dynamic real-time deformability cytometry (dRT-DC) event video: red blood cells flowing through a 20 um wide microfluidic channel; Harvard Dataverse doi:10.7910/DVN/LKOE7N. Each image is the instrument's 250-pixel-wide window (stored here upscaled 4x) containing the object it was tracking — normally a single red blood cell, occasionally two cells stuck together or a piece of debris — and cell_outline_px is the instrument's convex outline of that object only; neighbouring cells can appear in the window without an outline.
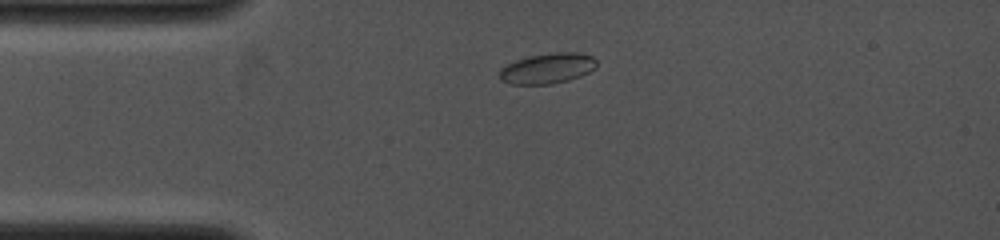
{"species": "common noctule bat (a hibernating species)", "species_latin": "Nyctalus noctula", "temperature_condition": "cold", "stored_images_in_passage": 3, "camera_frame_rate_fps": 4000, "um_per_image_px": 0.085, "animal": {"sex": "female", "body_mass_g": 19.0, "forearm_length_mm": 53.3}, "frame": {"image": 1, "passage_image": 1, "time_ms": 0.0, "image_size_px": [1000, 240], "cell_outline_px": [[596, 68], [580, 76], [568, 80], [552, 84], [512, 84], [500, 80], [500, 68], [516, 60], [528, 56], [552, 52], [580, 52], [592, 56], [596, 60]], "centroid_in_image_um": [46.55, 5.8], "position_along_channel_um": 38.5, "area_um2": 17.28}}
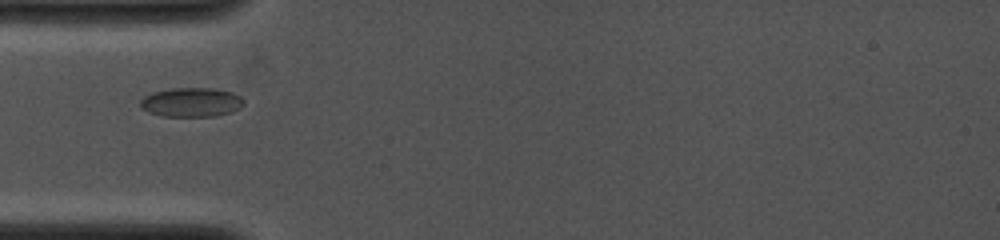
{"frame": {"image": 2, "passage_image": 2, "time_ms": 1.25, "image_size_px": [1000, 240], "cell_outline_px": [[244, 104], [240, 108], [232, 112], [216, 116], [160, 116], [148, 112], [140, 108], [140, 100], [144, 96], [152, 92], [172, 88], [212, 88], [232, 92], [240, 96], [244, 100]], "centroid_in_image_um": [16.25, 8.69], "position_along_channel_um": 68.7, "area_um2": 17.8}}
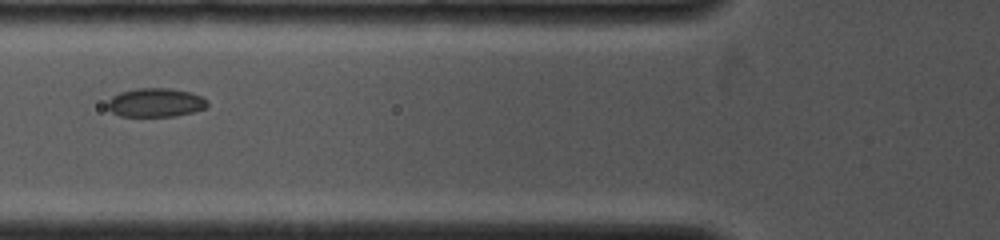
{"frame": {"image": 3, "passage_image": 3, "time_ms": 2.25, "image_size_px": [1000, 240], "cell_outline_px": [[208, 104], [204, 108], [192, 112], [176, 116], [120, 116], [112, 112], [108, 108], [108, 100], [112, 96], [120, 92], [136, 88], [168, 88], [192, 92], [208, 100]], "centroid_in_image_um": [13.22, 8.71], "position_along_channel_um": 112.6, "area_um2": 16.76}}